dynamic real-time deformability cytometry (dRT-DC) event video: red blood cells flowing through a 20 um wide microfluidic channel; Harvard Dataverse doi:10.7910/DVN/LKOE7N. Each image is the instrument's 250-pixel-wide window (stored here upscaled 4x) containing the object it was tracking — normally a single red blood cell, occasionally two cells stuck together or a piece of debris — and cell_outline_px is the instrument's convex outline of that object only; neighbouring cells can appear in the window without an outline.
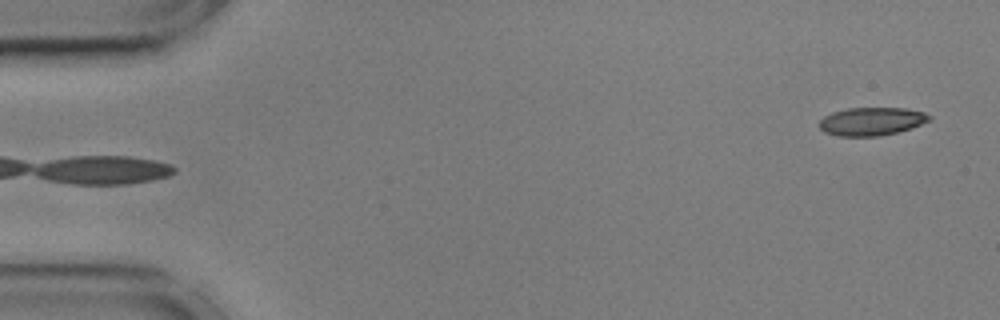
{"species": "common noctule bat (a hibernating species)", "species_latin": "Nyctalus noctula", "temperature_condition": "cold", "stored_images_in_passage": 54, "camera_frame_rate_fps": 3000, "um_per_image_px": 0.085, "animal": {"sex": "male", "body_mass_g": 17.9, "forearm_length_mm": 54.2}, "frame": {"image": 1, "passage_image": 1, "time_ms": 0.0, "image_size_px": [1000, 320], "cell_outline_px": [[932, 120], [912, 128], [880, 136], [840, 136], [824, 132], [816, 124], [824, 116], [832, 112], [848, 108], [904, 108], [924, 112], [932, 116]], "centroid_in_image_um": [74.09, 10.31], "position_along_channel_um": 10.9, "area_um2": 18.21}}
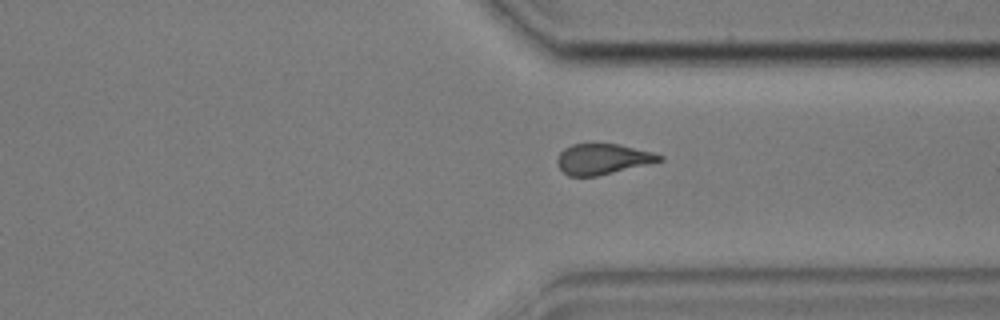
{"frame": {"image": 2, "passage_image": 40, "time_ms": 13.0, "image_size_px": [1000, 320], "cell_outline_px": [[664, 160], [596, 176], [568, 176], [560, 168], [556, 160], [560, 152], [564, 148], [572, 144], [620, 144], [652, 152], [664, 156]], "centroid_in_image_um": [51.22, 13.51], "position_along_channel_um": 360.2, "area_um2": 18.03}}
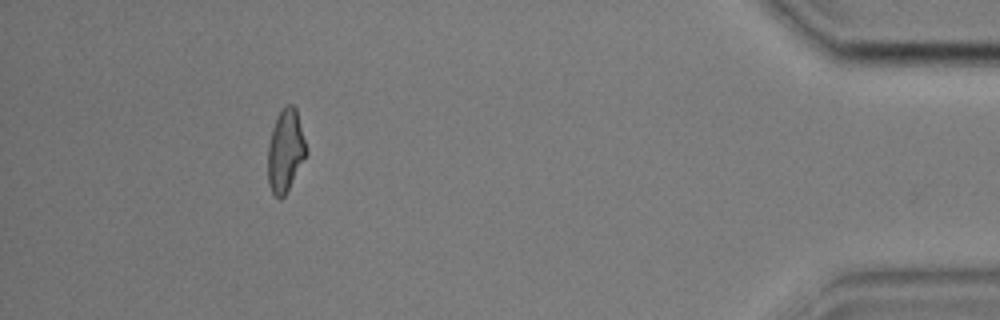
{"frame": {"image": 3, "passage_image": 49, "time_ms": 16.0, "image_size_px": [1000, 320], "cell_outline_px": [[308, 152], [284, 196], [280, 200], [272, 192], [268, 184], [268, 144], [272, 128], [276, 116], [284, 104], [292, 104], [296, 108]], "centroid_in_image_um": [24.25, 12.77], "position_along_channel_um": 410.9, "area_um2": 18.5}, "authors_computed_cell_mechanics": {"area_um2": 19.0451, "velocity_mm_per_s": 3.6006, "shape_relaxation_time_tau1_ms": 5.9651, "shape_relaxation_time_tau2_ms": 2.7409, "deformation_change_tau1": 0.1703, "deformation_change_tau2": 0.1037}}